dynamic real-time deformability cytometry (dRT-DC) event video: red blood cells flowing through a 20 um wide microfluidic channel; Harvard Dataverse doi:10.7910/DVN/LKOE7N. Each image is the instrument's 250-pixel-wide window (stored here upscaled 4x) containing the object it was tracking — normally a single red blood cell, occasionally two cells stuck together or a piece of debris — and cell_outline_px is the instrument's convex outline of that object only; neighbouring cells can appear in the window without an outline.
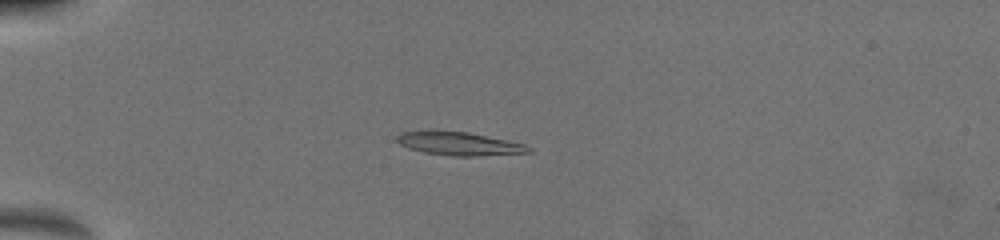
{"species": "common noctule bat (a hibernating species)", "species_latin": "Nyctalus noctula", "temperature_condition": "warm", "stored_images_in_passage": 33, "camera_frame_rate_fps": 3000, "um_per_image_px": 0.085, "animal": {"sex": "female", "body_mass_g": 19.5, "forearm_length_mm": 54.1}, "frame": {"image": 1, "passage_image": 10, "time_ms": 4.333, "image_size_px": [1000, 240], "cell_outline_px": [[532, 152], [476, 156], [452, 156], [424, 152], [408, 148], [400, 144], [396, 140], [396, 136], [404, 132], [432, 128], [468, 132], [524, 144], [532, 148]], "centroid_in_image_um": [38.96, 12.18], "position_along_channel_um": 46.0, "area_um2": 18.26}}
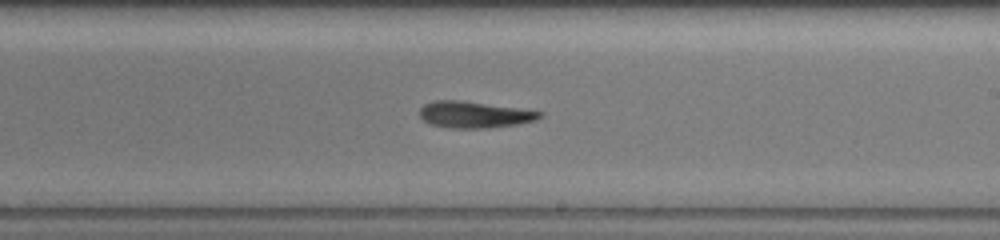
{"frame": {"image": 2, "passage_image": 23, "time_ms": 10.333, "image_size_px": [1000, 240], "cell_outline_px": [[544, 116], [536, 120], [520, 124], [488, 128], [452, 128], [432, 124], [424, 120], [420, 116], [420, 108], [424, 104], [436, 100], [460, 100], [544, 112]], "centroid_in_image_um": [40.35, 9.74], "position_along_channel_um": 248.6, "area_um2": 18.44}}
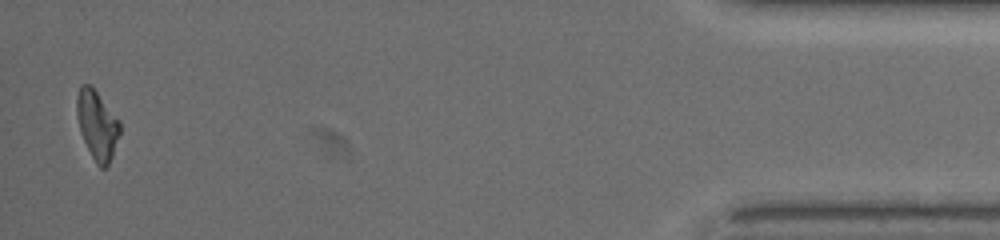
{"frame": {"image": 3, "passage_image": 33, "time_ms": 16.667, "image_size_px": [1000, 240], "cell_outline_px": [[120, 132], [112, 156], [108, 164], [104, 168], [100, 168], [96, 164], [80, 132], [76, 112], [76, 96], [80, 84], [88, 84], [96, 92], [120, 120]], "centroid_in_image_um": [8.24, 10.61], "position_along_channel_um": 427.0, "area_um2": 17.11}, "authors_computed_cell_mechanics": {"area_um2": 18.2648, "velocity_mm_per_s": 4.0018, "shape_relaxation_time_tau1_ms": 4.5311, "shape_relaxation_time_tau2_ms": 3.8525, "deformation_change_tau1": 0.2095, "deformation_change_tau2": 0.1407}}